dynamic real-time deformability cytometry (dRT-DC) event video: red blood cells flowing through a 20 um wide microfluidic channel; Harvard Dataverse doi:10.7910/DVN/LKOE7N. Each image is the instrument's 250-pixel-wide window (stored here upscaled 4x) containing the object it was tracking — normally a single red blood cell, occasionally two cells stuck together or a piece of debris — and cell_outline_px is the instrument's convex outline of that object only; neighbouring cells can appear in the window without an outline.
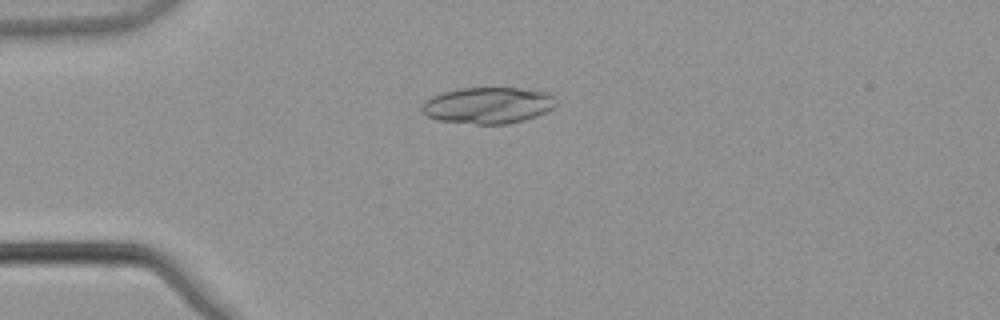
{"species": "common noctule bat (a hibernating species)", "species_latin": "Nyctalus noctula", "temperature_condition": "warm", "stored_images_in_passage": 6, "camera_frame_rate_fps": 3000, "um_per_image_px": 0.085, "animal": {"sex": "male", "body_mass_g": 21.5, "forearm_length_mm": 52.0}, "frame": {"image": 1, "passage_image": 4, "time_ms": 1.0, "image_size_px": [1000, 320], "cell_outline_px": [[556, 104], [552, 108], [536, 116], [524, 120], [508, 124], [476, 124], [440, 120], [428, 116], [420, 108], [424, 100], [432, 96], [444, 92], [460, 88], [520, 88], [552, 92], [556, 100]], "centroid_in_image_um": [41.51, 8.94], "position_along_channel_um": 43.5, "area_um2": 28.5}}
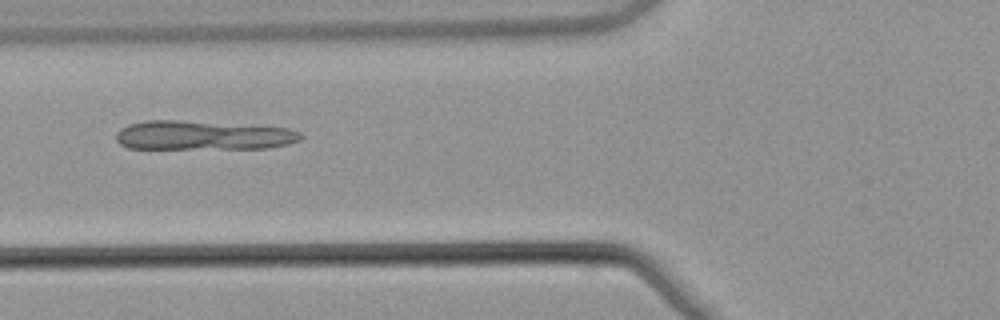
{"frame": {"image": 2, "passage_image": 6, "time_ms": 1.667, "image_size_px": [1000, 320], "cell_outline_px": [[304, 136], [300, 140], [288, 144], [268, 148], [128, 148], [120, 144], [116, 140], [116, 132], [120, 128], [128, 124], [148, 120], [180, 120], [288, 128], [300, 132]], "centroid_in_image_um": [17.23, 11.5], "position_along_channel_um": 108.6, "area_um2": 31.33}}